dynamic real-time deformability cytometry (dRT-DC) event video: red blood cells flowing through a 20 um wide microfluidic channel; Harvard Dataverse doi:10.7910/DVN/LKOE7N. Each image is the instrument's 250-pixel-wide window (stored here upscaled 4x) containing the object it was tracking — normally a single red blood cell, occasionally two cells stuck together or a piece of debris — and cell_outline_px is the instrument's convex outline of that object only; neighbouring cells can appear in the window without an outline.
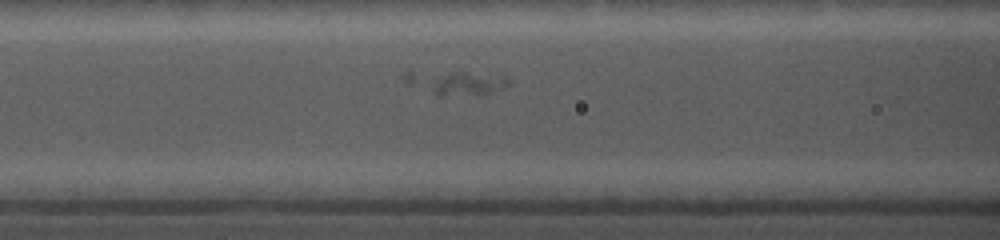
{"species": "common noctule bat (a hibernating species)", "species_latin": "Nyctalus noctula", "temperature_condition": "cold", "stored_images_in_passage": 8, "camera_frame_rate_fps": 5000, "um_per_image_px": 0.085, "animal": {"sex": "female", "body_mass_g": 19.0, "forearm_length_mm": 56.7}, "frame": {"image": 1, "passage_image": 7, "time_ms": 2.8, "image_size_px": [1000, 240], "cell_outline_px": [[508, 84], [504, 88], [480, 96], [436, 96], [436, 80], [448, 72], [460, 72], [504, 76], [508, 80]], "centroid_in_image_um": [39.85, 7.17], "position_along_channel_um": 126.7, "area_um2": 10.35}}